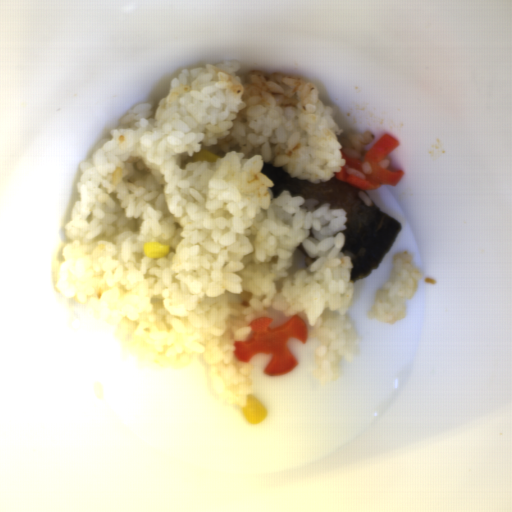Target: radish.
Listing matches in <instances>:
<instances>
[{"instance_id": "1", "label": "radish", "mask_w": 512, "mask_h": 512, "mask_svg": "<svg viewBox=\"0 0 512 512\" xmlns=\"http://www.w3.org/2000/svg\"><path fill=\"white\" fill-rule=\"evenodd\" d=\"M273 317L255 319L247 338L233 341V356L242 363L249 364L256 354L272 355L263 373L268 376H283L297 368L298 362L289 348V340L301 343L308 340L309 328L300 315H292L283 324L272 327Z\"/></svg>"}, {"instance_id": "2", "label": "radish", "mask_w": 512, "mask_h": 512, "mask_svg": "<svg viewBox=\"0 0 512 512\" xmlns=\"http://www.w3.org/2000/svg\"><path fill=\"white\" fill-rule=\"evenodd\" d=\"M400 142L388 132L383 133L369 148L364 160L357 157H350L342 151L341 157L347 166L362 171L365 163H370L371 172L362 180L355 174H348L344 169L335 173L334 178L347 182L352 187L369 190L379 188L383 185L395 187L406 174L403 170L391 171L380 165L381 161L398 148Z\"/></svg>"}]
</instances>
